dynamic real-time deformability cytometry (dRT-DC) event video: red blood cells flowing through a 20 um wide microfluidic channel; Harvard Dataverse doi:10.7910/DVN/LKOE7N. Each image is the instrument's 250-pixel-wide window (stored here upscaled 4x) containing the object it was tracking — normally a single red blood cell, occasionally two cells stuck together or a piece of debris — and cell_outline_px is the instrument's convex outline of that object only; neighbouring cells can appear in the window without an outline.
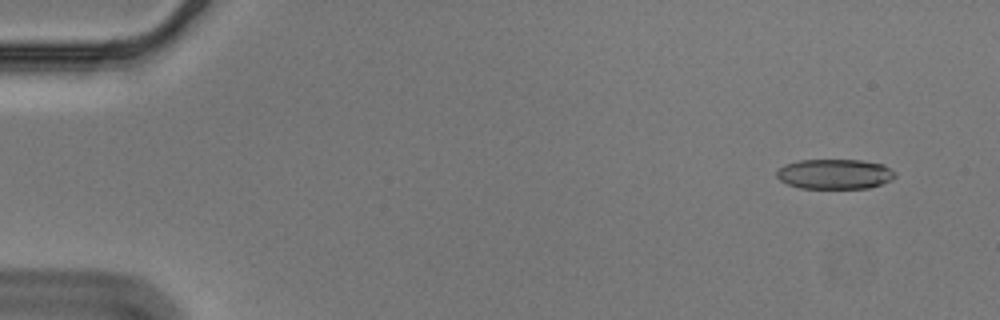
{"species": "Egyptian fruit bat (a non-hibernating species)", "species_latin": "Rousettus aegyptiacus", "temperature_condition": "cold", "stored_images_in_passage": 56, "camera_frame_rate_fps": 3000, "um_per_image_px": 0.085, "animal": {"sex": "male"}, "frame": {"image": 1, "passage_image": 4, "time_ms": 1.0, "image_size_px": [1000, 320], "cell_outline_px": [[896, 176], [892, 180], [868, 188], [800, 188], [788, 184], [780, 180], [776, 176], [776, 172], [784, 164], [800, 160], [860, 160], [884, 164], [896, 172]], "centroid_in_image_um": [70.97, 14.79], "position_along_channel_um": 14.0, "area_um2": 20.75}}
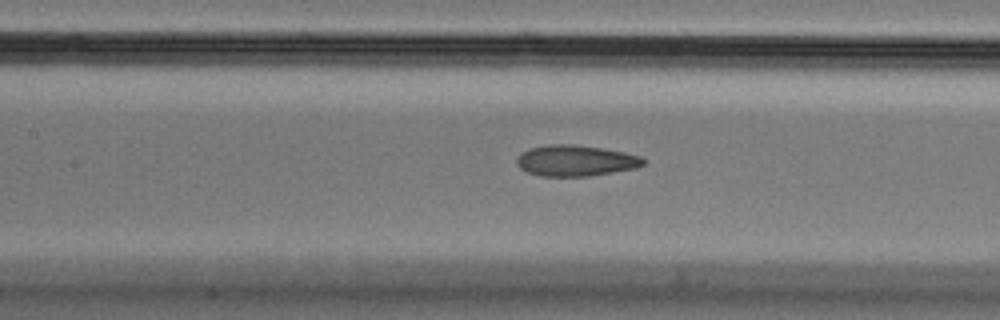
{"frame": {"image": 2, "passage_image": 26, "time_ms": 8.333, "image_size_px": [1000, 320], "cell_outline_px": [[644, 164], [636, 168], [588, 176], [540, 176], [528, 172], [520, 168], [516, 164], [516, 160], [520, 152], [528, 148], [548, 144], [572, 144], [600, 148], [624, 152], [640, 156], [644, 160]], "centroid_in_image_um": [48.87, 13.65], "position_along_channel_um": 158.5, "area_um2": 22.83}}
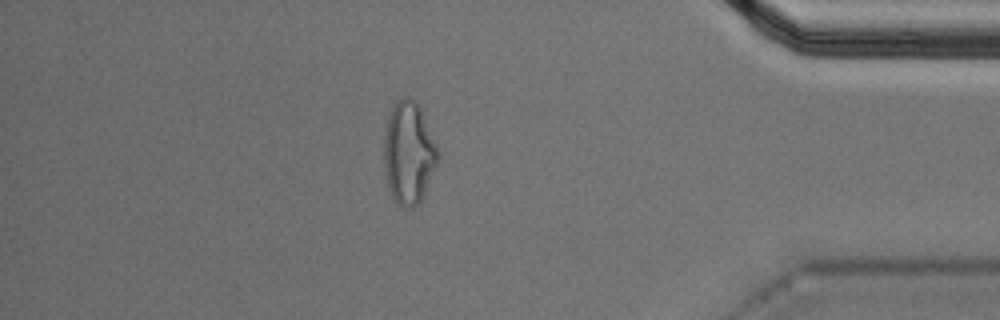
{"frame": {"image": 3, "passage_image": 49, "time_ms": 16.0, "image_size_px": [1000, 320], "cell_outline_px": [[440, 156], [424, 192], [420, 200], [412, 208], [404, 208], [392, 196], [388, 184], [384, 164], [384, 136], [388, 116], [392, 108], [404, 96], [408, 96], [416, 100], [420, 108], [440, 152]], "centroid_in_image_um": [34.74, 12.96], "position_along_channel_um": 400.5, "area_um2": 31.67}, "authors_computed_cell_mechanics": {"area_um2": 22.9177, "velocity_mm_per_s": 3.5693, "shape_relaxation_time_tau1_ms": 9.1031, "shape_relaxation_time_tau2_ms": 1.912, "deformation_change_tau1": 0.2118, "deformation_change_tau2": 0.0852}}